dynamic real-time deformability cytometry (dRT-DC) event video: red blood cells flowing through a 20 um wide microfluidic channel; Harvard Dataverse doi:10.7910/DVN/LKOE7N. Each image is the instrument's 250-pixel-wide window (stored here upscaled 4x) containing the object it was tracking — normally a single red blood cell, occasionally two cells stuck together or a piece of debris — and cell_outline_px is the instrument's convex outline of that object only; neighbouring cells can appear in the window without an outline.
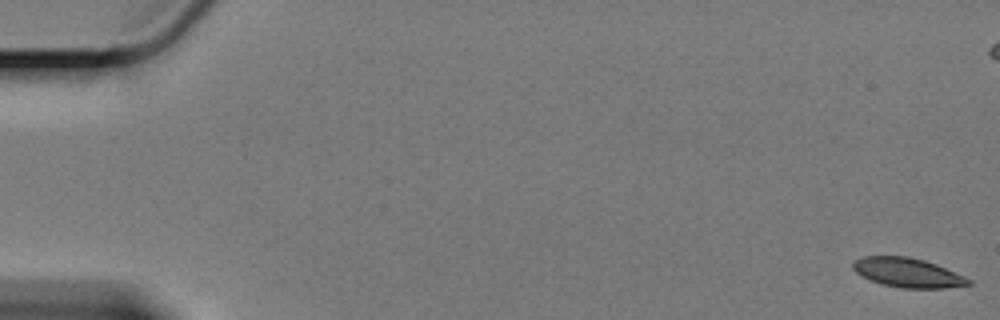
{"species": "Egyptian fruit bat (a non-hibernating species)", "species_latin": "Rousettus aegyptiacus", "temperature_condition": "cold", "stored_images_in_passage": 61, "camera_frame_rate_fps": 3000, "um_per_image_px": 0.085, "animal": {"sex": "female"}, "frame": {"image": 1, "passage_image": 1, "time_ms": 0.0, "image_size_px": [1000, 320], "cell_outline_px": [[972, 284], [944, 288], [900, 288], [880, 284], [860, 276], [852, 268], [852, 264], [856, 260], [864, 256], [908, 256], [924, 260], [936, 264], [964, 276], [972, 280]], "centroid_in_image_um": [77.13, 23.18], "position_along_channel_um": 7.9, "area_um2": 19.83}}
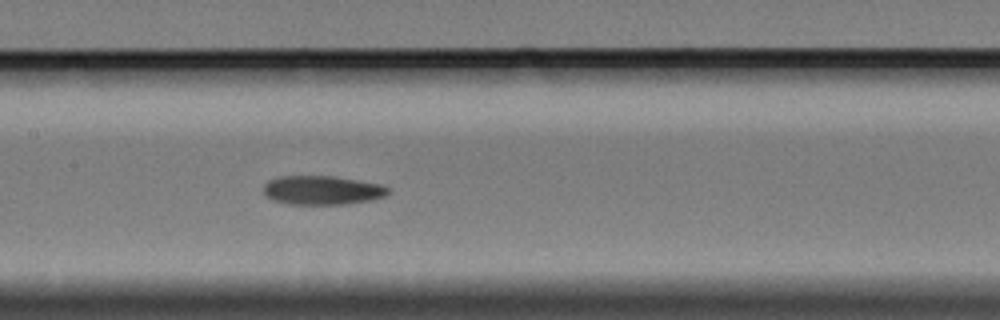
{"frame": {"image": 2, "passage_image": 30, "time_ms": 9.667, "image_size_px": [1000, 320], "cell_outline_px": [[392, 192], [384, 196], [372, 200], [344, 204], [288, 204], [272, 200], [264, 192], [264, 184], [268, 180], [276, 176], [336, 176], [384, 184]], "centroid_in_image_um": [27.42, 16.15], "position_along_channel_um": 180.0, "area_um2": 21.33}}
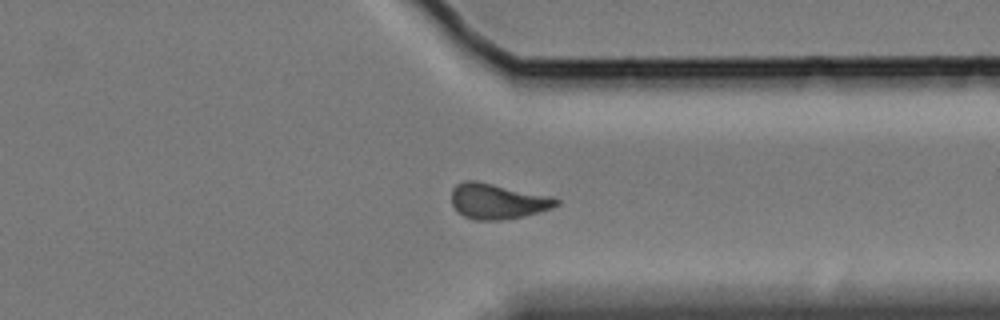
{"frame": {"image": 3, "passage_image": 47, "time_ms": 15.333, "image_size_px": [1000, 320], "cell_outline_px": [[560, 204], [552, 208], [524, 216], [500, 220], [476, 220], [464, 216], [452, 204], [452, 188], [456, 184], [464, 180], [476, 180], [552, 196], [560, 200]], "centroid_in_image_um": [42.31, 17.09], "position_along_channel_um": 369.1, "area_um2": 21.68}, "authors_computed_cell_mechanics": {"area_um2": 21.1548, "velocity_mm_per_s": 3.3422, "shape_relaxation_time_tau1_ms": null, "shape_relaxation_time_tau2_ms": 5.8251, "deformation_change_tau1": null, "deformation_change_tau2": 0.1141}}